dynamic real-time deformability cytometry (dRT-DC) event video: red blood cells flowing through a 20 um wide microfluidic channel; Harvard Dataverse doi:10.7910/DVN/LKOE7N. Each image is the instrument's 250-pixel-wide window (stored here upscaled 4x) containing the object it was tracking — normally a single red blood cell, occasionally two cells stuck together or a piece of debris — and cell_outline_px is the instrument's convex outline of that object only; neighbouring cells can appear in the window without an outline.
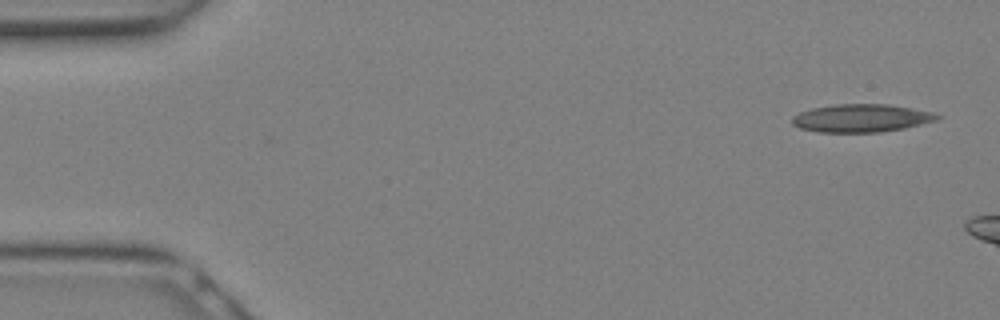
{"species": "Egyptian fruit bat (a non-hibernating species)", "species_latin": "Rousettus aegyptiacus", "temperature_condition": "warm", "stored_images_in_passage": 5, "camera_frame_rate_fps": 3000, "um_per_image_px": 0.085, "animal": {"sex": "female"}, "frame": {"image": 1, "passage_image": 1, "time_ms": 0.0, "image_size_px": [1000, 320], "cell_outline_px": [[940, 116], [936, 120], [904, 128], [880, 132], [820, 132], [800, 128], [792, 124], [792, 116], [800, 112], [812, 108], [836, 104], [888, 104], [912, 108], [932, 112]], "centroid_in_image_um": [73.18, 10.04], "position_along_channel_um": 11.8, "area_um2": 23.47}}